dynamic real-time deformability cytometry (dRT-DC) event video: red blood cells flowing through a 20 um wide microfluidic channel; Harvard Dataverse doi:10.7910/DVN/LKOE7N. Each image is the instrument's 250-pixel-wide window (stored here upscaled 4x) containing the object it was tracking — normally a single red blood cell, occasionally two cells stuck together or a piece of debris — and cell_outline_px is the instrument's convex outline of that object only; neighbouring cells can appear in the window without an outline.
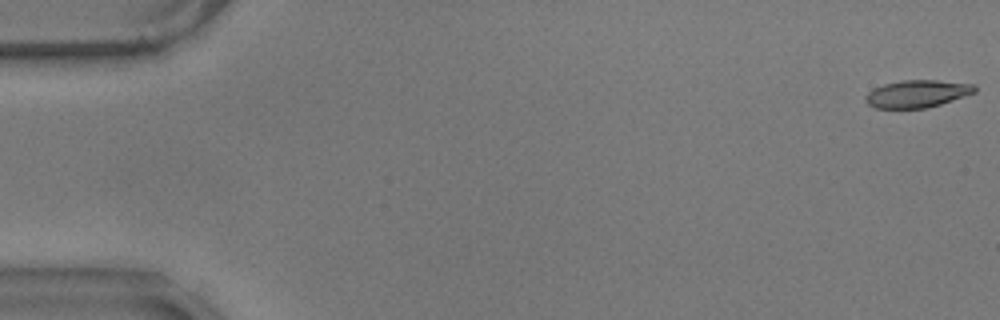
{"species": "common noctule bat (a hibernating species)", "species_latin": "Nyctalus noctula", "temperature_condition": "warm", "stored_images_in_passage": 58, "camera_frame_rate_fps": 3000, "um_per_image_px": 0.085, "animal": {"sex": "male", "body_mass_g": 17.9}, "frame": {"image": 1, "passage_image": 1, "time_ms": 0.0, "image_size_px": [1000, 320], "cell_outline_px": [[976, 92], [928, 108], [876, 108], [868, 104], [864, 100], [864, 96], [868, 92], [884, 84], [900, 80], [936, 80], [976, 84]], "centroid_in_image_um": [77.96, 7.96], "position_along_channel_um": 7.0, "area_um2": 17.46}}
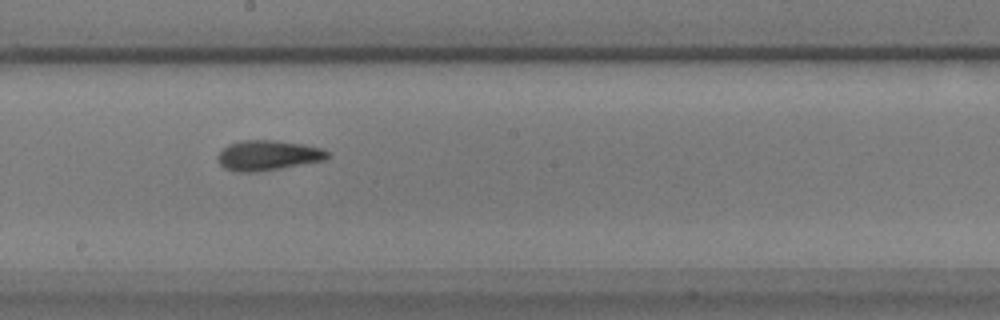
{"frame": {"image": 2, "passage_image": 32, "time_ms": 10.333, "image_size_px": [1000, 320], "cell_outline_px": [[332, 156], [324, 160], [280, 168], [256, 172], [240, 172], [224, 168], [220, 164], [216, 156], [228, 144], [240, 140], [276, 140], [304, 144], [324, 148]], "centroid_in_image_um": [22.79, 13.19], "position_along_channel_um": 225.4, "area_um2": 19.36}}
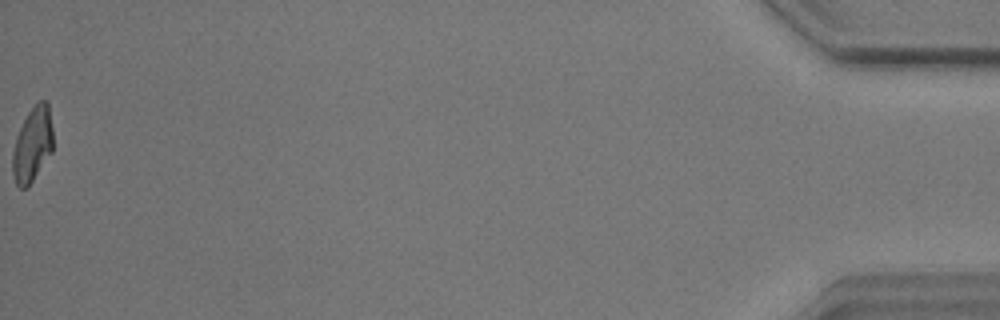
{"frame": {"image": 3, "passage_image": 58, "time_ms": 19.0, "image_size_px": [1000, 320], "cell_outline_px": [[52, 152], [32, 180], [24, 188], [20, 188], [16, 184], [12, 172], [12, 152], [16, 136], [28, 112], [40, 100], [44, 100], [48, 104], [52, 128]], "centroid_in_image_um": [2.74, 12.28], "position_along_channel_um": 432.5, "area_um2": 17.28}, "authors_computed_cell_mechanics": {"area_um2": 18.3226, "velocity_mm_per_s": 3.5267, "shape_relaxation_time_tau1_ms": 4.1171, "shape_relaxation_time_tau2_ms": 4.0376, "deformation_change_tau1": 0.1551, "deformation_change_tau2": 0.11}}